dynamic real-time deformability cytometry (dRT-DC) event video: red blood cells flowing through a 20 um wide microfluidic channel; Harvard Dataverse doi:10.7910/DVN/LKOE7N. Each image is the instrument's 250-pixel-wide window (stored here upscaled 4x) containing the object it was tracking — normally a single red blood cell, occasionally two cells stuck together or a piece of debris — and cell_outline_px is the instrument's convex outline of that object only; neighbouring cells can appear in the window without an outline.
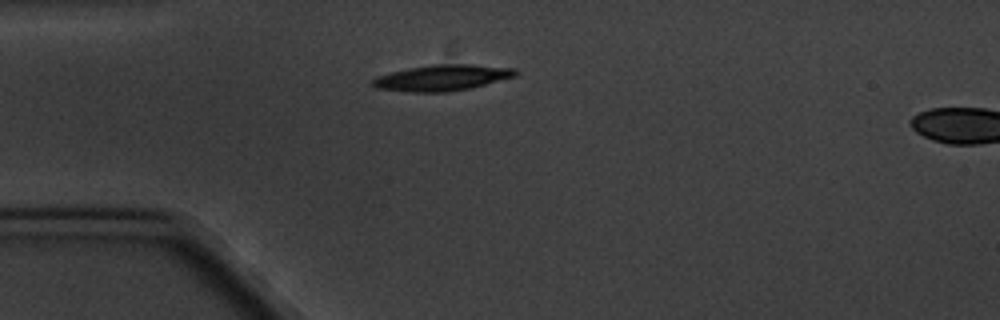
{"species": "common noctule bat (a hibernating species)", "species_latin": "Nyctalus noctula", "temperature_condition": "cold", "stored_images_in_passage": 6, "camera_frame_rate_fps": 3000, "um_per_image_px": 0.085, "animal": {"sex": "male", "body_mass_g": 20.1, "forearm_length_mm": 53.5}, "frame": {"image": 1, "passage_image": 6, "time_ms": 6.667, "image_size_px": [1000, 320], "cell_outline_px": [[520, 72], [516, 76], [472, 88], [448, 92], [412, 92], [376, 88], [368, 84], [368, 80], [376, 76], [408, 68], [432, 64], [472, 64], [516, 68]], "centroid_in_image_um": [37.57, 6.61], "position_along_channel_um": 47.4, "area_um2": 22.02}}